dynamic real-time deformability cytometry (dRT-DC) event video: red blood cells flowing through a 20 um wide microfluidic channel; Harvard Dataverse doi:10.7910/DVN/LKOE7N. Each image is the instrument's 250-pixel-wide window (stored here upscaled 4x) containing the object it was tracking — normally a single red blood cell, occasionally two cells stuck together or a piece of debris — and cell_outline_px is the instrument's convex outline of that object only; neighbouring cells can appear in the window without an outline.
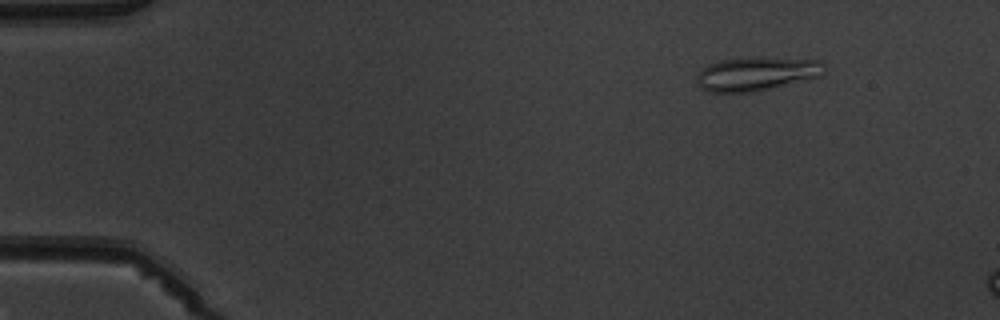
{"species": "common noctule bat (a hibernating species)", "species_latin": "Nyctalus noctula", "temperature_condition": "warm", "stored_images_in_passage": 4, "camera_frame_rate_fps": 3000, "um_per_image_px": 0.085, "animal": {"sex": "male", "body_mass_g": 19.5, "forearm_length_mm": 54.6}, "frame": {"image": 1, "passage_image": 2, "time_ms": 1.333, "image_size_px": [1000, 320], "cell_outline_px": [[824, 72], [820, 76], [752, 92], [708, 92], [700, 88], [696, 80], [700, 68], [708, 64], [720, 60], [756, 56], [764, 56], [820, 60], [824, 64]], "centroid_in_image_um": [64.27, 6.24], "position_along_channel_um": 20.7, "area_um2": 25.37}}